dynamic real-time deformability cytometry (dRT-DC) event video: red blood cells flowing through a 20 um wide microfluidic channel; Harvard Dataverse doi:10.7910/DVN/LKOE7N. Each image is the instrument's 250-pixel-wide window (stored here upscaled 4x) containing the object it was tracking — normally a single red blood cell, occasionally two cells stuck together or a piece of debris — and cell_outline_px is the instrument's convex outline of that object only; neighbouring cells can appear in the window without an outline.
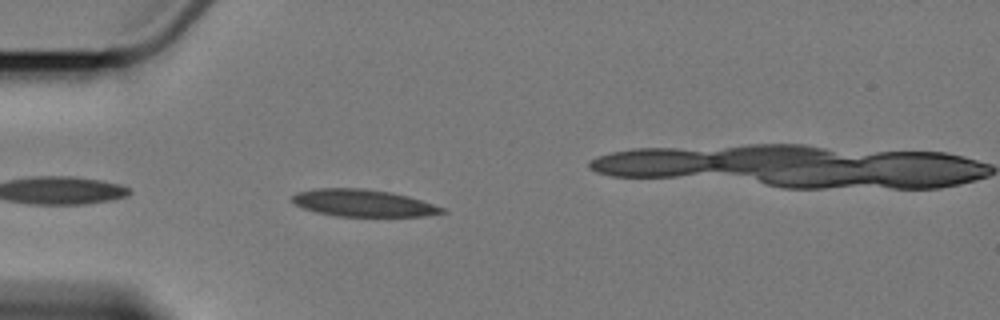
{"species": "Egyptian fruit bat (a non-hibernating species)", "species_latin": "Rousettus aegyptiacus", "temperature_condition": "cold", "stored_images_in_passage": 6, "camera_frame_rate_fps": 3000, "um_per_image_px": 0.085, "animal": {"sex": "female"}, "frame": {"image": 1, "passage_image": 4, "time_ms": 3.667, "image_size_px": [1000, 320], "cell_outline_px": [[448, 212], [420, 216], [336, 216], [316, 212], [304, 208], [296, 204], [292, 200], [292, 196], [296, 192], [320, 188], [364, 188], [388, 192], [408, 196], [444, 208]], "centroid_in_image_um": [30.85, 17.26], "position_along_channel_um": 54.2, "area_um2": 23.35}}